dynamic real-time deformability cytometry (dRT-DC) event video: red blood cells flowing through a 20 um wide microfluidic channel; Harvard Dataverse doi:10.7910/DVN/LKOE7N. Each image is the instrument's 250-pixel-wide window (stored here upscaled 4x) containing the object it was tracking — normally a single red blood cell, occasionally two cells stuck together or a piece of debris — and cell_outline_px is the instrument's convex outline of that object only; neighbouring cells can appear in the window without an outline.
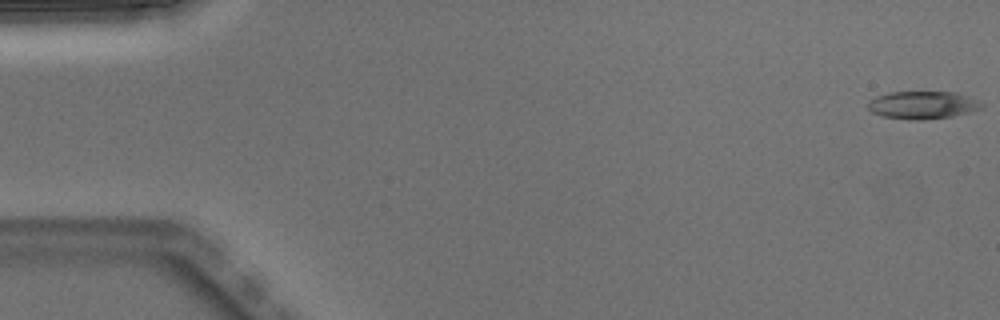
{"species": "Egyptian fruit bat (a non-hibernating species)", "species_latin": "Rousettus aegyptiacus", "temperature_condition": "warm", "stored_images_in_passage": 13, "camera_frame_rate_fps": 3000, "um_per_image_px": 0.085, "animal": {"sex": "male"}, "frame": {"image": 1, "passage_image": 1, "time_ms": 0.0, "image_size_px": [1000, 320], "cell_outline_px": [[984, 104], [980, 108], [968, 112], [952, 116], [924, 120], [908, 120], [884, 116], [872, 112], [868, 108], [868, 100], [876, 96], [892, 92], [956, 92], [968, 96]], "centroid_in_image_um": [78.4, 8.93], "position_along_channel_um": 6.6, "area_um2": 18.26}}